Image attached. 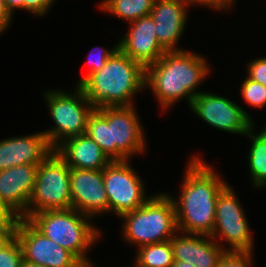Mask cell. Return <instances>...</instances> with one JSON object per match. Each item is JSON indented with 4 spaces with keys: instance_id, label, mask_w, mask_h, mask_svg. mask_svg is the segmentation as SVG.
I'll list each match as a JSON object with an SVG mask.
<instances>
[{
    "instance_id": "cell-1",
    "label": "cell",
    "mask_w": 266,
    "mask_h": 267,
    "mask_svg": "<svg viewBox=\"0 0 266 267\" xmlns=\"http://www.w3.org/2000/svg\"><path fill=\"white\" fill-rule=\"evenodd\" d=\"M183 174L180 195L171 196L175 206L177 230L184 233L212 236L215 208L220 191L229 183L206 164L204 158H189Z\"/></svg>"
},
{
    "instance_id": "cell-2",
    "label": "cell",
    "mask_w": 266,
    "mask_h": 267,
    "mask_svg": "<svg viewBox=\"0 0 266 267\" xmlns=\"http://www.w3.org/2000/svg\"><path fill=\"white\" fill-rule=\"evenodd\" d=\"M205 58L191 50L166 51L145 67V88L151 89L161 110L171 109L184 98L190 108L193 98L203 92L198 87L211 73Z\"/></svg>"
},
{
    "instance_id": "cell-3",
    "label": "cell",
    "mask_w": 266,
    "mask_h": 267,
    "mask_svg": "<svg viewBox=\"0 0 266 267\" xmlns=\"http://www.w3.org/2000/svg\"><path fill=\"white\" fill-rule=\"evenodd\" d=\"M136 106L101 107L88 118L86 134L111 161L129 160L144 153L147 142Z\"/></svg>"
},
{
    "instance_id": "cell-4",
    "label": "cell",
    "mask_w": 266,
    "mask_h": 267,
    "mask_svg": "<svg viewBox=\"0 0 266 267\" xmlns=\"http://www.w3.org/2000/svg\"><path fill=\"white\" fill-rule=\"evenodd\" d=\"M80 87L96 109L133 106L135 95L147 89L145 67L118 48L104 67L92 73Z\"/></svg>"
},
{
    "instance_id": "cell-5",
    "label": "cell",
    "mask_w": 266,
    "mask_h": 267,
    "mask_svg": "<svg viewBox=\"0 0 266 267\" xmlns=\"http://www.w3.org/2000/svg\"><path fill=\"white\" fill-rule=\"evenodd\" d=\"M27 220L45 237L71 252L85 267L96 266L87 253L102 234L91 223L92 218L69 208L37 212Z\"/></svg>"
},
{
    "instance_id": "cell-6",
    "label": "cell",
    "mask_w": 266,
    "mask_h": 267,
    "mask_svg": "<svg viewBox=\"0 0 266 267\" xmlns=\"http://www.w3.org/2000/svg\"><path fill=\"white\" fill-rule=\"evenodd\" d=\"M169 193H156L139 208L122 215L123 240L136 248L170 240L177 230L175 206Z\"/></svg>"
},
{
    "instance_id": "cell-7",
    "label": "cell",
    "mask_w": 266,
    "mask_h": 267,
    "mask_svg": "<svg viewBox=\"0 0 266 267\" xmlns=\"http://www.w3.org/2000/svg\"><path fill=\"white\" fill-rule=\"evenodd\" d=\"M43 95L54 126L42 132L53 150L65 140L86 132L88 118L96 108L79 85L75 86L73 93L52 89Z\"/></svg>"
},
{
    "instance_id": "cell-8",
    "label": "cell",
    "mask_w": 266,
    "mask_h": 267,
    "mask_svg": "<svg viewBox=\"0 0 266 267\" xmlns=\"http://www.w3.org/2000/svg\"><path fill=\"white\" fill-rule=\"evenodd\" d=\"M72 208L70 191V167L53 150L39 165L35 186L28 203V211L22 217L31 214Z\"/></svg>"
},
{
    "instance_id": "cell-9",
    "label": "cell",
    "mask_w": 266,
    "mask_h": 267,
    "mask_svg": "<svg viewBox=\"0 0 266 267\" xmlns=\"http://www.w3.org/2000/svg\"><path fill=\"white\" fill-rule=\"evenodd\" d=\"M232 186L226 185L219 193L215 208L212 238L226 252H254V239L246 213ZM227 242L230 246L221 245ZM225 247V248H224Z\"/></svg>"
},
{
    "instance_id": "cell-10",
    "label": "cell",
    "mask_w": 266,
    "mask_h": 267,
    "mask_svg": "<svg viewBox=\"0 0 266 267\" xmlns=\"http://www.w3.org/2000/svg\"><path fill=\"white\" fill-rule=\"evenodd\" d=\"M130 163V160L111 161L103 169L109 212L119 218L141 207L151 197L145 195L146 185Z\"/></svg>"
},
{
    "instance_id": "cell-11",
    "label": "cell",
    "mask_w": 266,
    "mask_h": 267,
    "mask_svg": "<svg viewBox=\"0 0 266 267\" xmlns=\"http://www.w3.org/2000/svg\"><path fill=\"white\" fill-rule=\"evenodd\" d=\"M190 107L193 115L220 131L245 136L255 126L248 111L215 92L199 93L193 98Z\"/></svg>"
},
{
    "instance_id": "cell-12",
    "label": "cell",
    "mask_w": 266,
    "mask_h": 267,
    "mask_svg": "<svg viewBox=\"0 0 266 267\" xmlns=\"http://www.w3.org/2000/svg\"><path fill=\"white\" fill-rule=\"evenodd\" d=\"M15 236L24 260L44 267H85L71 252L45 237L27 219L19 218Z\"/></svg>"
},
{
    "instance_id": "cell-13",
    "label": "cell",
    "mask_w": 266,
    "mask_h": 267,
    "mask_svg": "<svg viewBox=\"0 0 266 267\" xmlns=\"http://www.w3.org/2000/svg\"><path fill=\"white\" fill-rule=\"evenodd\" d=\"M72 208L95 219L109 213L103 170L70 168Z\"/></svg>"
},
{
    "instance_id": "cell-14",
    "label": "cell",
    "mask_w": 266,
    "mask_h": 267,
    "mask_svg": "<svg viewBox=\"0 0 266 267\" xmlns=\"http://www.w3.org/2000/svg\"><path fill=\"white\" fill-rule=\"evenodd\" d=\"M191 5L190 0H155L150 15L155 23L157 40L166 51L184 50L177 44L186 28L187 10Z\"/></svg>"
},
{
    "instance_id": "cell-15",
    "label": "cell",
    "mask_w": 266,
    "mask_h": 267,
    "mask_svg": "<svg viewBox=\"0 0 266 267\" xmlns=\"http://www.w3.org/2000/svg\"><path fill=\"white\" fill-rule=\"evenodd\" d=\"M130 28L118 42V48L144 67L158 61L166 52L159 44L151 15L129 23Z\"/></svg>"
},
{
    "instance_id": "cell-16",
    "label": "cell",
    "mask_w": 266,
    "mask_h": 267,
    "mask_svg": "<svg viewBox=\"0 0 266 267\" xmlns=\"http://www.w3.org/2000/svg\"><path fill=\"white\" fill-rule=\"evenodd\" d=\"M52 151L42 131L2 139L0 141V170L24 164L39 165Z\"/></svg>"
},
{
    "instance_id": "cell-17",
    "label": "cell",
    "mask_w": 266,
    "mask_h": 267,
    "mask_svg": "<svg viewBox=\"0 0 266 267\" xmlns=\"http://www.w3.org/2000/svg\"><path fill=\"white\" fill-rule=\"evenodd\" d=\"M170 241L174 261L187 262L195 267H218L226 252L211 236L177 231Z\"/></svg>"
},
{
    "instance_id": "cell-18",
    "label": "cell",
    "mask_w": 266,
    "mask_h": 267,
    "mask_svg": "<svg viewBox=\"0 0 266 267\" xmlns=\"http://www.w3.org/2000/svg\"><path fill=\"white\" fill-rule=\"evenodd\" d=\"M38 165H19L0 170V196L22 218L35 186Z\"/></svg>"
},
{
    "instance_id": "cell-19",
    "label": "cell",
    "mask_w": 266,
    "mask_h": 267,
    "mask_svg": "<svg viewBox=\"0 0 266 267\" xmlns=\"http://www.w3.org/2000/svg\"><path fill=\"white\" fill-rule=\"evenodd\" d=\"M55 151L70 168L103 170L111 162L86 133L65 140Z\"/></svg>"
},
{
    "instance_id": "cell-20",
    "label": "cell",
    "mask_w": 266,
    "mask_h": 267,
    "mask_svg": "<svg viewBox=\"0 0 266 267\" xmlns=\"http://www.w3.org/2000/svg\"><path fill=\"white\" fill-rule=\"evenodd\" d=\"M262 127L260 132L254 134L253 126L245 135L251 140L247 160L251 183L261 190L266 187V125Z\"/></svg>"
},
{
    "instance_id": "cell-21",
    "label": "cell",
    "mask_w": 266,
    "mask_h": 267,
    "mask_svg": "<svg viewBox=\"0 0 266 267\" xmlns=\"http://www.w3.org/2000/svg\"><path fill=\"white\" fill-rule=\"evenodd\" d=\"M155 0H103L100 10L124 20L132 22L151 14Z\"/></svg>"
},
{
    "instance_id": "cell-22",
    "label": "cell",
    "mask_w": 266,
    "mask_h": 267,
    "mask_svg": "<svg viewBox=\"0 0 266 267\" xmlns=\"http://www.w3.org/2000/svg\"><path fill=\"white\" fill-rule=\"evenodd\" d=\"M137 261L143 267H172L174 262L171 241L148 244L136 251Z\"/></svg>"
},
{
    "instance_id": "cell-23",
    "label": "cell",
    "mask_w": 266,
    "mask_h": 267,
    "mask_svg": "<svg viewBox=\"0 0 266 267\" xmlns=\"http://www.w3.org/2000/svg\"><path fill=\"white\" fill-rule=\"evenodd\" d=\"M243 100L252 107L263 108L266 106V87L249 77L244 78L240 87Z\"/></svg>"
},
{
    "instance_id": "cell-24",
    "label": "cell",
    "mask_w": 266,
    "mask_h": 267,
    "mask_svg": "<svg viewBox=\"0 0 266 267\" xmlns=\"http://www.w3.org/2000/svg\"><path fill=\"white\" fill-rule=\"evenodd\" d=\"M97 48V47H96ZM93 48L91 49V52H89L88 55V70L86 75L83 78H80L77 85H81L92 73H95L99 70H101L106 61L112 56V54L118 49V43L115 44L111 49H105L103 47H98L97 49Z\"/></svg>"
},
{
    "instance_id": "cell-25",
    "label": "cell",
    "mask_w": 266,
    "mask_h": 267,
    "mask_svg": "<svg viewBox=\"0 0 266 267\" xmlns=\"http://www.w3.org/2000/svg\"><path fill=\"white\" fill-rule=\"evenodd\" d=\"M23 259L22 248L16 236L0 249V267H20Z\"/></svg>"
},
{
    "instance_id": "cell-26",
    "label": "cell",
    "mask_w": 266,
    "mask_h": 267,
    "mask_svg": "<svg viewBox=\"0 0 266 267\" xmlns=\"http://www.w3.org/2000/svg\"><path fill=\"white\" fill-rule=\"evenodd\" d=\"M253 252H225L218 267H252Z\"/></svg>"
},
{
    "instance_id": "cell-27",
    "label": "cell",
    "mask_w": 266,
    "mask_h": 267,
    "mask_svg": "<svg viewBox=\"0 0 266 267\" xmlns=\"http://www.w3.org/2000/svg\"><path fill=\"white\" fill-rule=\"evenodd\" d=\"M247 77L266 87V57L253 59L247 64Z\"/></svg>"
},
{
    "instance_id": "cell-28",
    "label": "cell",
    "mask_w": 266,
    "mask_h": 267,
    "mask_svg": "<svg viewBox=\"0 0 266 267\" xmlns=\"http://www.w3.org/2000/svg\"><path fill=\"white\" fill-rule=\"evenodd\" d=\"M56 0H24V11L42 17L51 9Z\"/></svg>"
},
{
    "instance_id": "cell-29",
    "label": "cell",
    "mask_w": 266,
    "mask_h": 267,
    "mask_svg": "<svg viewBox=\"0 0 266 267\" xmlns=\"http://www.w3.org/2000/svg\"><path fill=\"white\" fill-rule=\"evenodd\" d=\"M191 4L196 6V5H201V6H207V8H210L212 10H215V12L221 11V10H229L233 8V5L235 0H190ZM232 7V8H231Z\"/></svg>"
},
{
    "instance_id": "cell-30",
    "label": "cell",
    "mask_w": 266,
    "mask_h": 267,
    "mask_svg": "<svg viewBox=\"0 0 266 267\" xmlns=\"http://www.w3.org/2000/svg\"><path fill=\"white\" fill-rule=\"evenodd\" d=\"M0 8L8 20L12 22L14 12L20 9L24 10V0H0Z\"/></svg>"
},
{
    "instance_id": "cell-31",
    "label": "cell",
    "mask_w": 266,
    "mask_h": 267,
    "mask_svg": "<svg viewBox=\"0 0 266 267\" xmlns=\"http://www.w3.org/2000/svg\"><path fill=\"white\" fill-rule=\"evenodd\" d=\"M19 218L0 196V223H17Z\"/></svg>"
},
{
    "instance_id": "cell-32",
    "label": "cell",
    "mask_w": 266,
    "mask_h": 267,
    "mask_svg": "<svg viewBox=\"0 0 266 267\" xmlns=\"http://www.w3.org/2000/svg\"><path fill=\"white\" fill-rule=\"evenodd\" d=\"M17 223H0V249L14 236Z\"/></svg>"
},
{
    "instance_id": "cell-33",
    "label": "cell",
    "mask_w": 266,
    "mask_h": 267,
    "mask_svg": "<svg viewBox=\"0 0 266 267\" xmlns=\"http://www.w3.org/2000/svg\"><path fill=\"white\" fill-rule=\"evenodd\" d=\"M11 22L8 20V18L3 14L1 8H0V35L10 27Z\"/></svg>"
},
{
    "instance_id": "cell-34",
    "label": "cell",
    "mask_w": 266,
    "mask_h": 267,
    "mask_svg": "<svg viewBox=\"0 0 266 267\" xmlns=\"http://www.w3.org/2000/svg\"><path fill=\"white\" fill-rule=\"evenodd\" d=\"M172 267H195V266L187 262L174 261Z\"/></svg>"
},
{
    "instance_id": "cell-35",
    "label": "cell",
    "mask_w": 266,
    "mask_h": 267,
    "mask_svg": "<svg viewBox=\"0 0 266 267\" xmlns=\"http://www.w3.org/2000/svg\"><path fill=\"white\" fill-rule=\"evenodd\" d=\"M20 267H44V266L29 262V261L23 259Z\"/></svg>"
},
{
    "instance_id": "cell-36",
    "label": "cell",
    "mask_w": 266,
    "mask_h": 267,
    "mask_svg": "<svg viewBox=\"0 0 266 267\" xmlns=\"http://www.w3.org/2000/svg\"><path fill=\"white\" fill-rule=\"evenodd\" d=\"M134 263H135V264H133L132 267H143V266H141L137 261H134ZM130 267H131V266H130Z\"/></svg>"
}]
</instances>
